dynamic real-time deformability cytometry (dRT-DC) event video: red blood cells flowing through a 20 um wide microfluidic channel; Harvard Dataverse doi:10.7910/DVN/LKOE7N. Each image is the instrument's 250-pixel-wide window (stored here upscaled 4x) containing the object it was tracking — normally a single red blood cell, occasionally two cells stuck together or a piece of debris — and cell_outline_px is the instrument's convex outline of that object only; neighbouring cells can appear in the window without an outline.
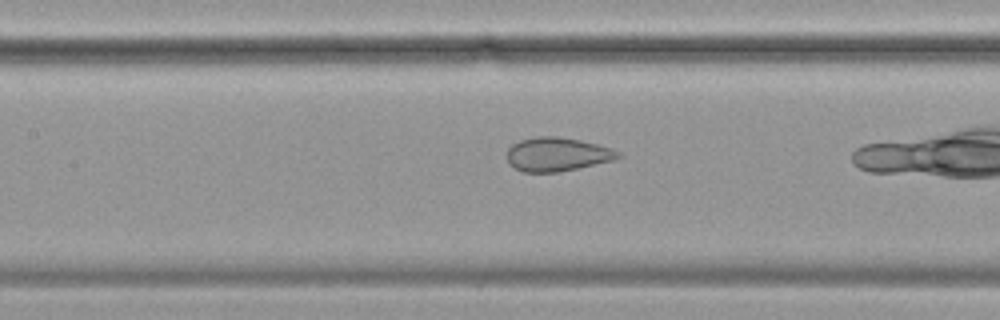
{"species": "common noctule bat (a hibernating species)", "species_latin": "Nyctalus noctula", "temperature_condition": "cold", "stored_images_in_passage": 40, "camera_frame_rate_fps": 3000, "um_per_image_px": 0.085, "animal": {"sex": "female", "body_mass_g": 19.9}, "frame": {"image": 1, "passage_image": 22, "time_ms": 7.0, "image_size_px": [1000, 320], "cell_outline_px": [[624, 156], [612, 160], [560, 172], [524, 172], [508, 164], [508, 148], [512, 144], [520, 140], [536, 136], [556, 136], [580, 140], [612, 148], [620, 152]], "centroid_in_image_um": [47.36, 13.11], "position_along_channel_um": 160.0, "area_um2": 21.85}}
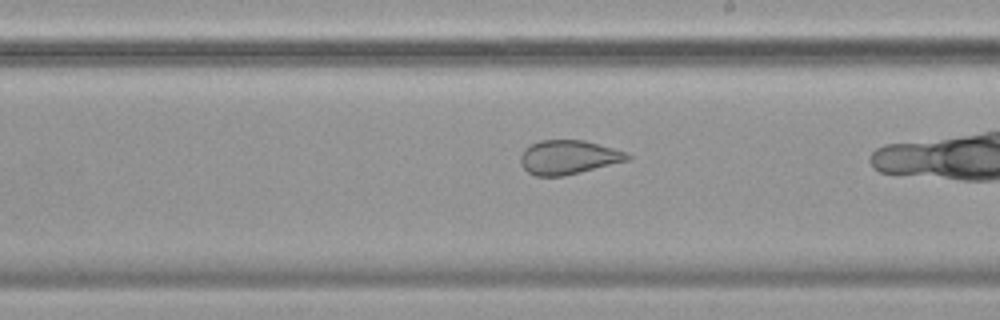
{"frame": {"image": 2, "passage_image": 29, "time_ms": 9.333, "image_size_px": [1000, 320], "cell_outline_px": [[632, 160], [564, 176], [536, 176], [528, 172], [520, 164], [520, 156], [524, 148], [540, 140], [584, 140], [628, 152], [632, 156]], "centroid_in_image_um": [48.35, 13.37], "position_along_channel_um": 240.6, "area_um2": 21.5}}
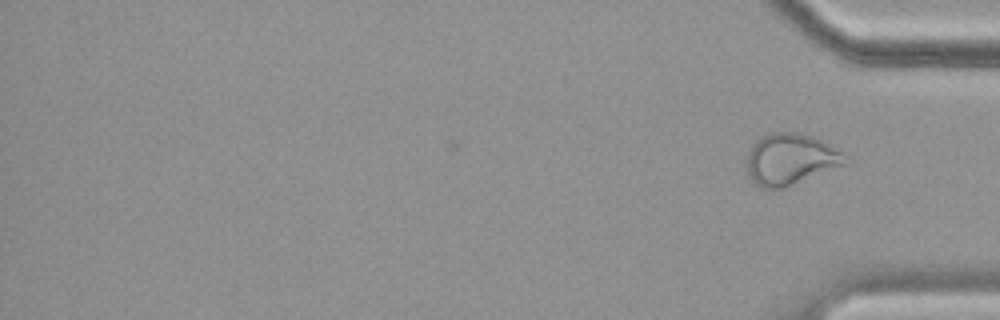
{"frame": {"image": 3, "passage_image": 40, "time_ms": 13.0, "image_size_px": [1000, 320], "cell_outline_px": [[844, 164], [784, 188], [760, 188], [752, 180], [748, 172], [748, 152], [752, 144], [760, 136], [768, 132], [800, 132], [812, 136], [820, 140], [840, 152]], "centroid_in_image_um": [67.09, 13.52], "position_along_channel_um": 368.1, "area_um2": 28.73}, "authors_computed_cell_mechanics": {"area_um2": 23.6113, "velocity_mm_per_s": 3.4848, "shape_relaxation_time_tau1_ms": null, "shape_relaxation_time_tau2_ms": 1.0869, "deformation_change_tau1": null, "deformation_change_tau2": 0.0481}}